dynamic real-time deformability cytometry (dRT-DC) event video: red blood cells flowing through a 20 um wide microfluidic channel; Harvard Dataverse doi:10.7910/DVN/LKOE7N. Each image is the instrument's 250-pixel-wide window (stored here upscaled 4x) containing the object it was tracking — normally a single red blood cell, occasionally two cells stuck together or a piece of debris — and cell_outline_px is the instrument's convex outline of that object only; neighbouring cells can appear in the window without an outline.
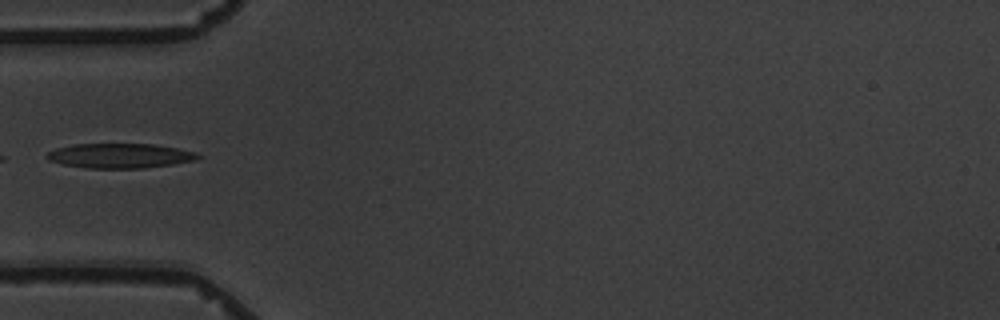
{"species": "common noctule bat (a hibernating species)", "species_latin": "Nyctalus noctula", "temperature_condition": "warm", "stored_images_in_passage": 6, "camera_frame_rate_fps": 3000, "um_per_image_px": 0.085, "animal": {"sex": "male", "body_mass_g": 19.5, "forearm_length_mm": 54.6}, "frame": {"image": 1, "passage_image": 5, "time_ms": 4.667, "image_size_px": [1000, 320], "cell_outline_px": [[204, 156], [196, 160], [172, 164], [144, 168], [88, 168], [64, 164], [48, 160], [44, 156], [48, 152], [56, 148], [72, 144], [152, 144], [176, 148], [196, 152]], "centroid_in_image_um": [10.2, 13.23], "position_along_channel_um": 74.8, "area_um2": 21.73}}
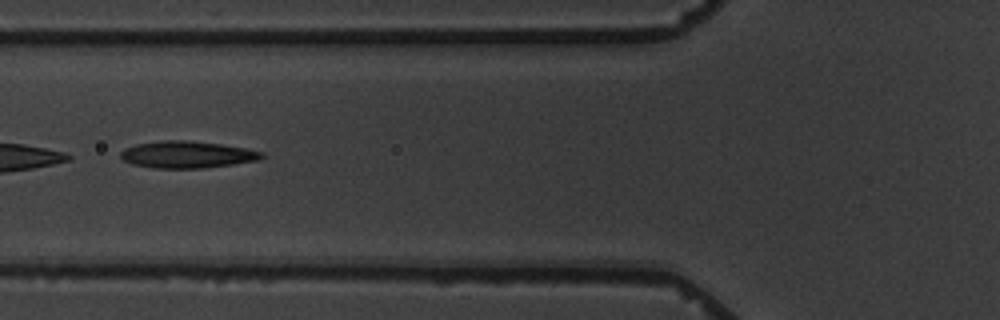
{"frame": {"image": 2, "passage_image": 6, "time_ms": 5.667, "image_size_px": [1000, 320], "cell_outline_px": [[264, 156], [260, 160], [204, 168], [152, 168], [132, 164], [124, 160], [120, 156], [120, 152], [124, 148], [136, 144], [164, 140], [184, 140], [220, 144], [248, 148], [264, 152]], "centroid_in_image_um": [15.91, 13.14], "position_along_channel_um": 109.9, "area_um2": 22.2}}